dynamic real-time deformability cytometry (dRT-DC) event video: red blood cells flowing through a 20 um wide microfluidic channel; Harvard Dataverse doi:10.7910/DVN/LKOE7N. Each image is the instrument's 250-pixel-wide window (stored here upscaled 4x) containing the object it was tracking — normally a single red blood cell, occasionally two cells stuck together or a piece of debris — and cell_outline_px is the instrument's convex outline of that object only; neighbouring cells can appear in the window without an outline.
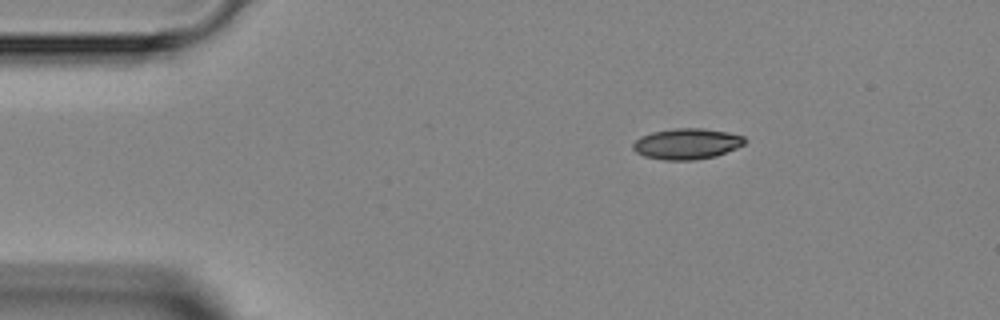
{"species": "Egyptian fruit bat (a non-hibernating species)", "species_latin": "Rousettus aegyptiacus", "temperature_condition": "room temperature", "stored_images_in_passage": 4, "camera_frame_rate_fps": 3000, "um_per_image_px": 0.085, "animal": {"sex": "female"}, "frame": {"image": 1, "passage_image": 4, "time_ms": 4.333, "image_size_px": [1000, 320], "cell_outline_px": [[748, 140], [744, 144], [736, 148], [716, 156], [692, 160], [664, 160], [644, 156], [636, 152], [632, 148], [632, 144], [640, 136], [652, 132], [676, 128], [704, 128], [728, 132], [744, 136]], "centroid_in_image_um": [58.39, 12.22], "position_along_channel_um": 26.6, "area_um2": 20.17}}